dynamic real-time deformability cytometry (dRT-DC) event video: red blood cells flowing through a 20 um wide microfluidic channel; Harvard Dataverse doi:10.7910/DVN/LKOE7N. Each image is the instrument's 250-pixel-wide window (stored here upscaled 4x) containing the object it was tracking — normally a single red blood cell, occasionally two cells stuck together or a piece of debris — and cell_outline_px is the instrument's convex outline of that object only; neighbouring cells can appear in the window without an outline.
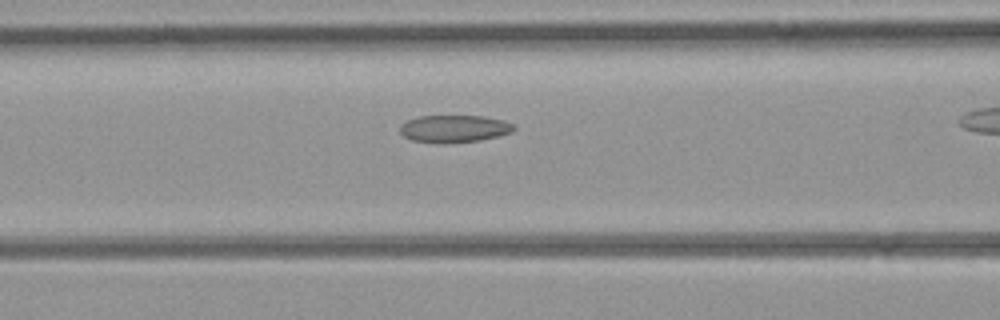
{"species": "common noctule bat (a hibernating species)", "species_latin": "Nyctalus noctula", "temperature_condition": "room temperature", "stored_images_in_passage": 22, "camera_frame_rate_fps": 3000, "um_per_image_px": 0.085, "animal": {"sex": "female", "body_mass_g": 21.9}, "frame": {"image": 1, "passage_image": 5, "time_ms": 1.333, "image_size_px": [1000, 320], "cell_outline_px": [[516, 128], [512, 132], [480, 140], [444, 144], [412, 140], [404, 136], [400, 132], [400, 124], [408, 120], [420, 116], [484, 116], [504, 120], [512, 124]], "centroid_in_image_um": [38.6, 10.94], "position_along_channel_um": 128.0, "area_um2": 18.15}}
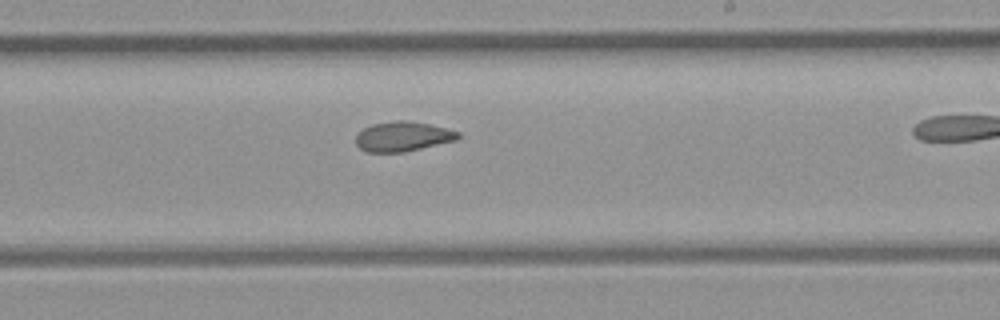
{"frame": {"image": 2, "passage_image": 13, "time_ms": 4.0, "image_size_px": [1000, 320], "cell_outline_px": [[460, 136], [456, 140], [404, 152], [368, 152], [360, 148], [356, 144], [356, 136], [364, 128], [372, 124], [396, 120], [408, 120], [428, 124], [460, 132]], "centroid_in_image_um": [34.23, 11.6], "position_along_channel_um": 254.8, "area_um2": 17.57}}
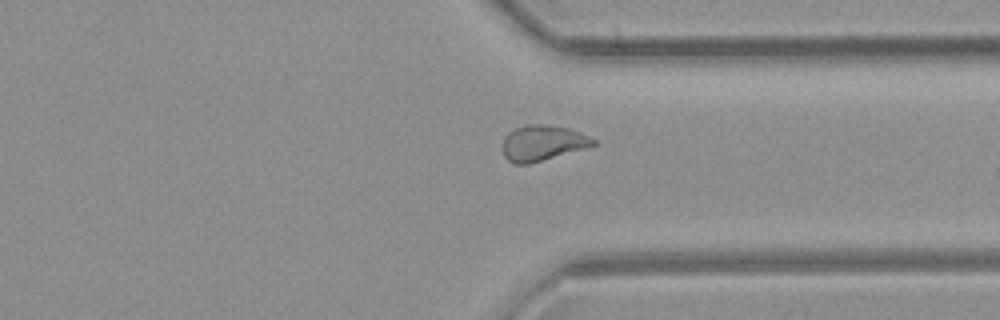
{"frame": {"image": 3, "passage_image": 20, "time_ms": 6.333, "image_size_px": [1000, 320], "cell_outline_px": [[596, 144], [584, 148], [528, 164], [512, 164], [504, 156], [504, 136], [508, 132], [516, 128], [528, 124], [544, 124], [568, 128], [580, 132], [596, 140]], "centroid_in_image_um": [46.1, 12.14], "position_along_channel_um": 365.3, "area_um2": 18.5}}